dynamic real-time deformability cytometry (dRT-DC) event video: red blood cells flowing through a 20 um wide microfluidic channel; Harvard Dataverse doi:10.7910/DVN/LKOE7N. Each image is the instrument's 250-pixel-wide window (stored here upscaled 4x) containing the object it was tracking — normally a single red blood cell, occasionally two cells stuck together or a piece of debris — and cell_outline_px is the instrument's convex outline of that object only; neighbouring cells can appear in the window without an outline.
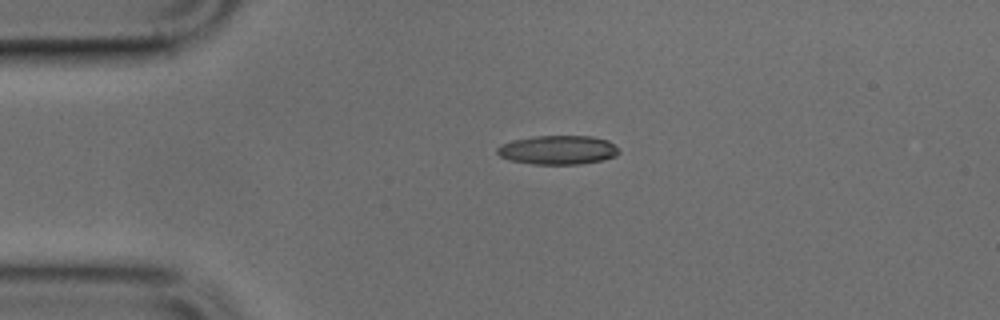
{"species": "common noctule bat (a hibernating species)", "species_latin": "Nyctalus noctula", "temperature_condition": "cold", "stored_images_in_passage": 39, "camera_frame_rate_fps": 3000, "um_per_image_px": 0.085, "animal": {"sex": "male", "body_mass_g": 17.9, "forearm_length_mm": 54.2}, "frame": {"image": 1, "passage_image": 1, "time_ms": 0.0, "image_size_px": [1000, 320], "cell_outline_px": [[620, 152], [616, 156], [604, 160], [580, 164], [532, 164], [508, 160], [500, 156], [496, 152], [496, 148], [500, 144], [512, 140], [532, 136], [592, 136], [608, 140]], "centroid_in_image_um": [47.39, 12.74], "position_along_channel_um": 37.6, "area_um2": 20.75}}
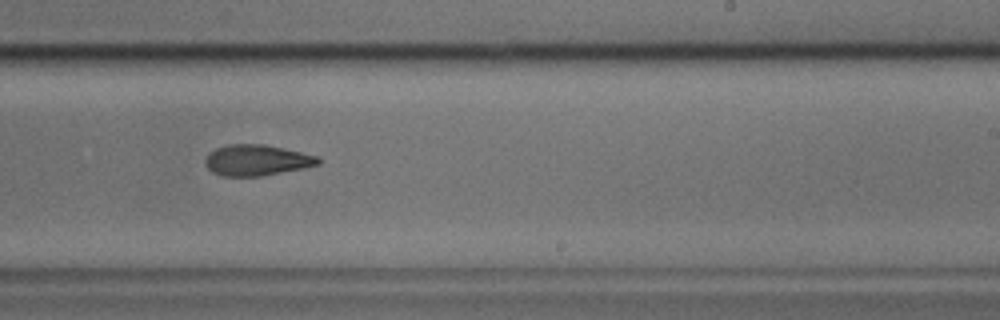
{"frame": {"image": 2, "passage_image": 20, "time_ms": 6.333, "image_size_px": [1000, 320], "cell_outline_px": [[320, 164], [304, 168], [260, 176], [220, 176], [212, 172], [204, 164], [204, 160], [208, 152], [216, 148], [228, 144], [264, 144], [300, 152], [316, 156], [320, 160]], "centroid_in_image_um": [21.76, 13.62], "position_along_channel_um": 267.2, "area_um2": 20.35}}
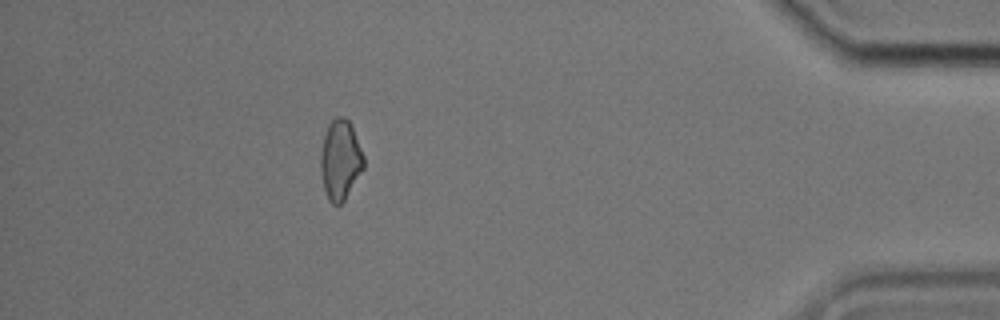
{"frame": {"image": 3, "passage_image": 34, "time_ms": 11.0, "image_size_px": [1000, 320], "cell_outline_px": [[364, 168], [344, 200], [340, 204], [332, 204], [328, 200], [324, 188], [320, 172], [320, 152], [324, 136], [328, 124], [336, 116], [344, 116], [348, 120], [352, 128], [364, 156]], "centroid_in_image_um": [28.91, 13.59], "position_along_channel_um": 406.3, "area_um2": 20.0}}